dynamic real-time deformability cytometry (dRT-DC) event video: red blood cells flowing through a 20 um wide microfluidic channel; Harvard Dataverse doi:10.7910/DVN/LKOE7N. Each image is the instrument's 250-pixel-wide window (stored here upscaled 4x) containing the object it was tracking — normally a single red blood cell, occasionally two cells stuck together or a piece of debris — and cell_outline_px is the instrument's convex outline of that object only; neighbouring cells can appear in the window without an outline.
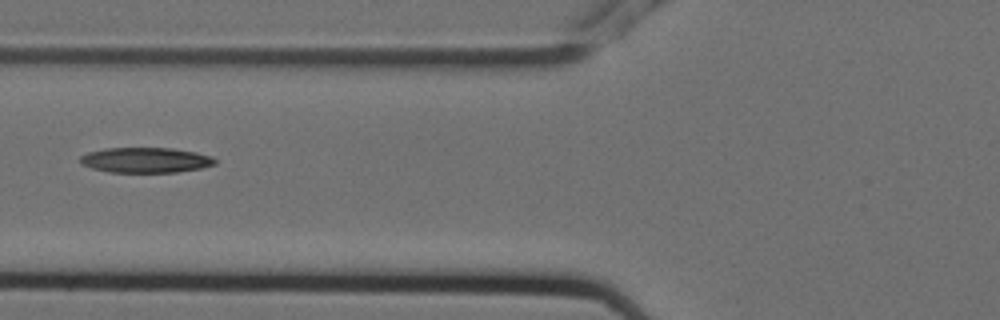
{"species": "Egyptian fruit bat (a non-hibernating species)", "species_latin": "Rousettus aegyptiacus", "temperature_condition": "cold", "stored_images_in_passage": 7, "camera_frame_rate_fps": 3000, "um_per_image_px": 0.085, "animal": {"sex": "female"}, "frame": {"image": 1, "passage_image": 7, "time_ms": 2.0, "image_size_px": [1000, 320], "cell_outline_px": [[216, 164], [200, 168], [176, 172], [108, 172], [92, 168], [80, 164], [80, 156], [88, 152], [104, 148], [172, 148], [196, 152], [212, 156], [216, 160]], "centroid_in_image_um": [12.36, 13.6], "position_along_channel_um": 113.4, "area_um2": 19.88}}